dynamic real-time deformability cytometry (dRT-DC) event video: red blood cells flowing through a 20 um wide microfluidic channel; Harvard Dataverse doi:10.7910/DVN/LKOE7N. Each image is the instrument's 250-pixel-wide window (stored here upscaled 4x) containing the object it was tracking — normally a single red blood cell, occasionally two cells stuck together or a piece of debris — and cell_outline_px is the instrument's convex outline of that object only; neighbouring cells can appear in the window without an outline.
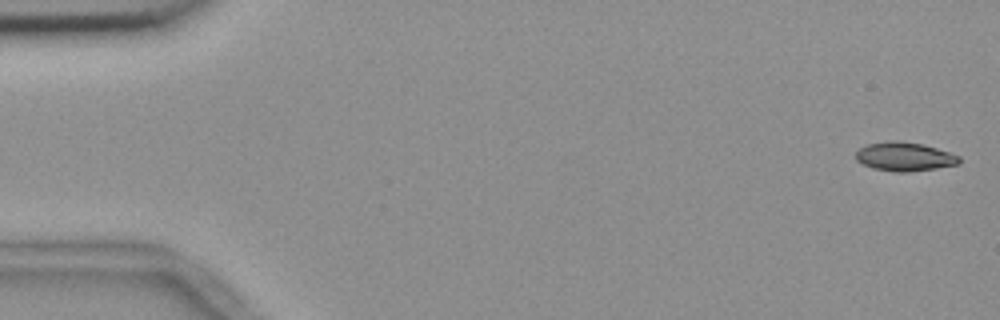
{"species": "common noctule bat (a hibernating species)", "species_latin": "Nyctalus noctula", "temperature_condition": "room temperature", "stored_images_in_passage": 12, "camera_frame_rate_fps": 3000, "um_per_image_px": 0.085, "animal": {"sex": "female", "body_mass_g": 18.4}, "frame": {"image": 1, "passage_image": 2, "time_ms": 0.333, "image_size_px": [1000, 320], "cell_outline_px": [[960, 164], [936, 168], [908, 172], [892, 172], [872, 168], [856, 160], [856, 152], [860, 148], [868, 144], [892, 140], [896, 140], [920, 144], [936, 148], [960, 156]], "centroid_in_image_um": [76.88, 13.32], "position_along_channel_um": 8.1, "area_um2": 17.28}}